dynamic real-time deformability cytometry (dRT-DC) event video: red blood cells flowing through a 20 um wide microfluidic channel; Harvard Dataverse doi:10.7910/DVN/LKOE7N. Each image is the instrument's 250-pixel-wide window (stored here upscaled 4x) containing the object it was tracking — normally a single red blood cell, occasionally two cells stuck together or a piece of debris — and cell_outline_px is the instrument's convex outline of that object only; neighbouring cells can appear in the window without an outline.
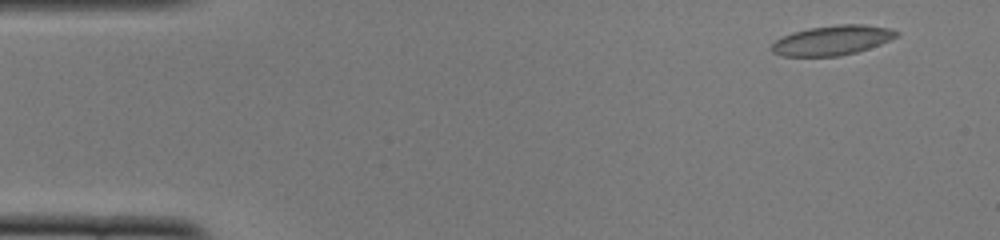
{"species": "common noctule bat (a hibernating species)", "species_latin": "Nyctalus noctula", "temperature_condition": "cold", "stored_images_in_passage": 49, "camera_frame_rate_fps": 3000, "um_per_image_px": 0.085, "animal": {"sex": "female", "body_mass_g": 22.0, "forearm_length_mm": 56.7}, "frame": {"image": 1, "passage_image": 1, "time_ms": 0.0, "image_size_px": [1000, 240], "cell_outline_px": [[900, 36], [880, 44], [856, 52], [840, 56], [784, 56], [772, 52], [768, 48], [776, 40], [792, 32], [808, 28], [840, 24], [864, 24], [892, 28], [900, 32]], "centroid_in_image_um": [70.77, 3.42], "position_along_channel_um": 14.2, "area_um2": 21.79}}
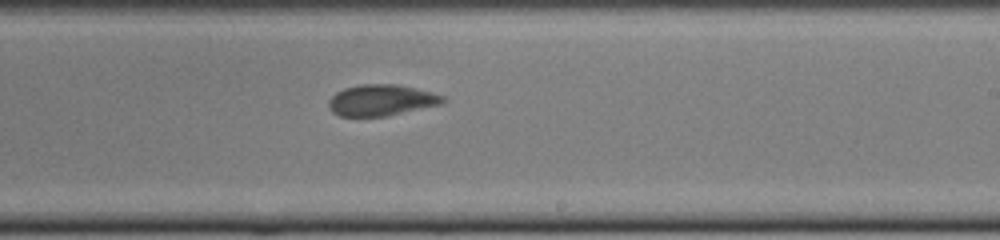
{"frame": {"image": 2, "passage_image": 28, "time_ms": 9.0, "image_size_px": [1000, 240], "cell_outline_px": [[444, 100], [440, 104], [384, 116], [340, 116], [332, 112], [328, 108], [328, 100], [336, 92], [344, 88], [360, 84], [396, 84], [432, 92], [444, 96]], "centroid_in_image_um": [32.35, 8.51], "position_along_channel_um": 256.7, "area_um2": 20.52}}
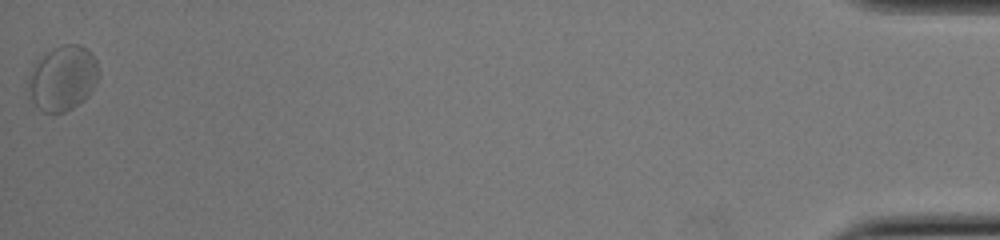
{"frame": {"image": 3, "passage_image": 49, "time_ms": 16.0, "image_size_px": [1000, 240], "cell_outline_px": [[96, 84], [88, 96], [84, 100], [72, 108], [64, 112], [44, 112], [28, 100], [24, 88], [28, 76], [36, 60], [48, 52], [64, 44], [80, 44], [92, 52], [96, 60]], "centroid_in_image_um": [5.25, 6.67], "position_along_channel_um": 429.9, "area_um2": 26.99}, "authors_computed_cell_mechanics": {"area_um2": 21.5594, "velocity_mm_per_s": 3.8515, "shape_relaxation_time_tau1_ms": null, "shape_relaxation_time_tau2_ms": 1.5811, "deformation_change_tau1": null, "deformation_change_tau2": 0.057}}